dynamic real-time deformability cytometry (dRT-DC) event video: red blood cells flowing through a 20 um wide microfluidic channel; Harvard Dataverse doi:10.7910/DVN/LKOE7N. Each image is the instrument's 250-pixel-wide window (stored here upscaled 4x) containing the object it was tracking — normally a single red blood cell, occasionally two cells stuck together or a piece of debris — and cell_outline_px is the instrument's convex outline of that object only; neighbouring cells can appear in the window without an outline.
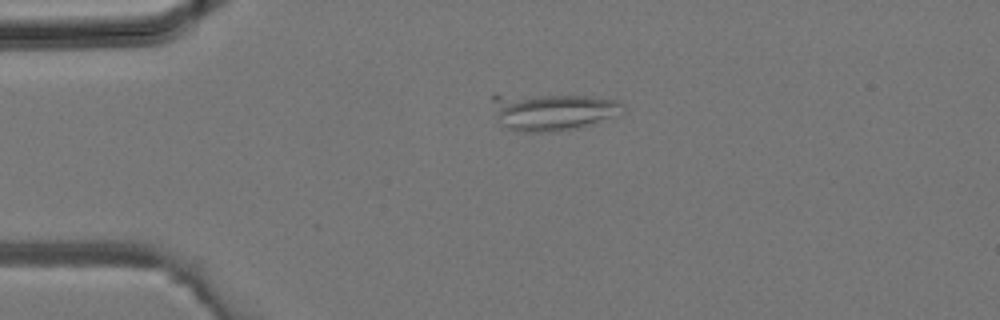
{"species": "common noctule bat (a hibernating species)", "species_latin": "Nyctalus noctula", "temperature_condition": "room temperature", "stored_images_in_passage": 23, "camera_frame_rate_fps": 3000, "um_per_image_px": 0.085, "animal": {"sex": "male", "body_mass_g": 19.2, "forearm_length_mm": 51.8}, "frame": {"image": 1, "passage_image": 1, "time_ms": 0.0, "image_size_px": [1000, 320], "cell_outline_px": [[624, 108], [608, 116], [588, 124], [576, 128], [552, 132], [524, 132], [508, 128], [496, 116], [492, 100], [492, 96], [496, 92], [592, 96], [620, 100], [624, 104]], "centroid_in_image_um": [46.84, 9.42], "position_along_channel_um": 38.2, "area_um2": 28.5}}
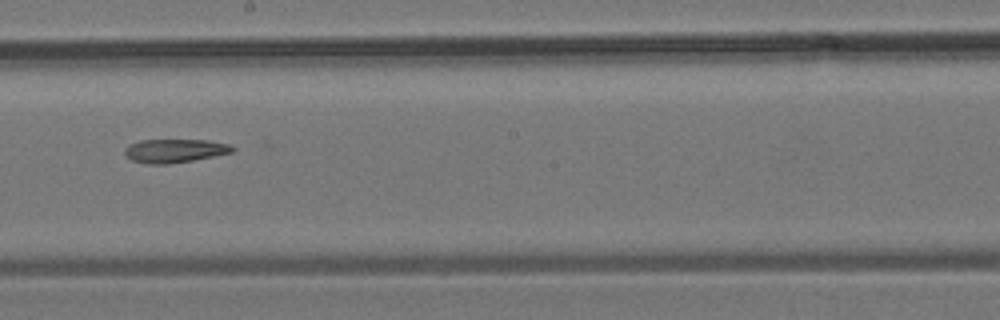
{"frame": {"image": 2, "passage_image": 13, "time_ms": 4.0, "image_size_px": [1000, 320], "cell_outline_px": [[236, 148], [232, 152], [192, 160], [168, 164], [148, 164], [132, 160], [124, 152], [124, 148], [140, 140], [208, 140], [228, 144]], "centroid_in_image_um": [14.85, 12.81], "position_along_channel_um": 233.4, "area_um2": 14.57}}
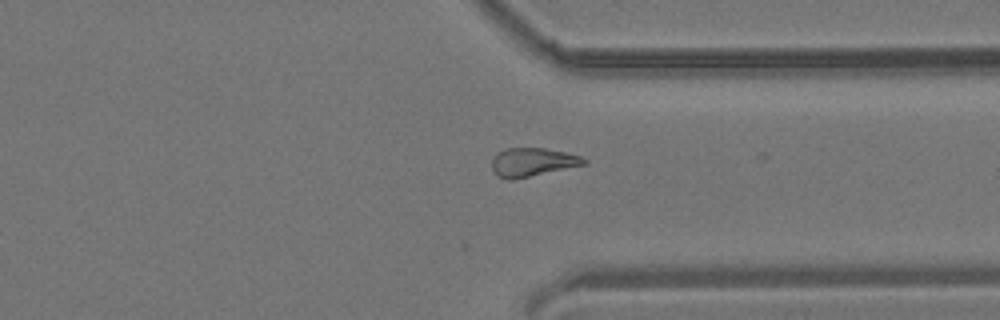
{"frame": {"image": 3, "passage_image": 20, "time_ms": 6.333, "image_size_px": [1000, 320], "cell_outline_px": [[588, 164], [512, 180], [504, 180], [496, 176], [492, 168], [492, 160], [504, 148], [544, 148], [564, 152], [580, 156], [588, 160]], "centroid_in_image_um": [45.27, 13.8], "position_along_channel_um": 366.1, "area_um2": 15.37}}